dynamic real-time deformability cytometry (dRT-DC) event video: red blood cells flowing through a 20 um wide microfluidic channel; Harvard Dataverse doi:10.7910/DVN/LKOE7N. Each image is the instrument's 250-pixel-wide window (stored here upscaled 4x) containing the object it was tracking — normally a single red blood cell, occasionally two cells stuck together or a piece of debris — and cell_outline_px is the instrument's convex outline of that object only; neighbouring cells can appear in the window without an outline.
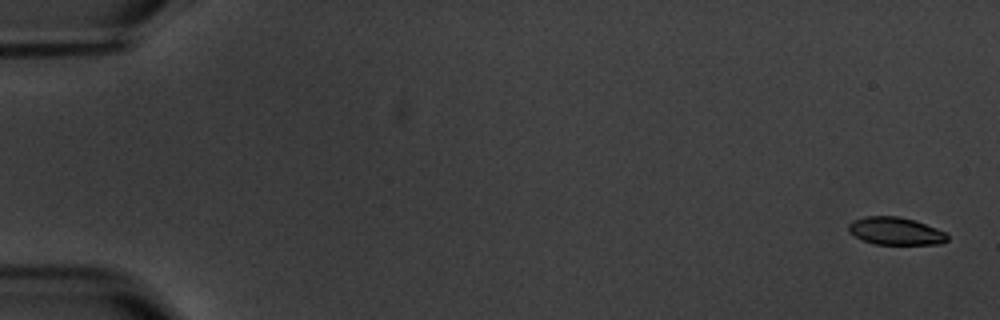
{"species": "common noctule bat (a hibernating species)", "species_latin": "Nyctalus noctula", "temperature_condition": "warm", "stored_images_in_passage": 6, "segment_of_instrument_passage": [1, 2], "camera_frame_rate_fps": 3000, "um_per_image_px": 0.085, "animal": {"sex": "male", "body_mass_g": 20.1, "forearm_length_mm": 53.5}, "frame": {"image": 1, "passage_image": 1, "time_ms": 0.0, "image_size_px": [1000, 320], "cell_outline_px": [[948, 240], [940, 244], [876, 244], [864, 240], [848, 232], [848, 224], [852, 220], [868, 216], [896, 216], [912, 220], [936, 228], [944, 232], [948, 236]], "centroid_in_image_um": [76.1, 19.64], "position_along_channel_um": 8.9, "area_um2": 15.66}}